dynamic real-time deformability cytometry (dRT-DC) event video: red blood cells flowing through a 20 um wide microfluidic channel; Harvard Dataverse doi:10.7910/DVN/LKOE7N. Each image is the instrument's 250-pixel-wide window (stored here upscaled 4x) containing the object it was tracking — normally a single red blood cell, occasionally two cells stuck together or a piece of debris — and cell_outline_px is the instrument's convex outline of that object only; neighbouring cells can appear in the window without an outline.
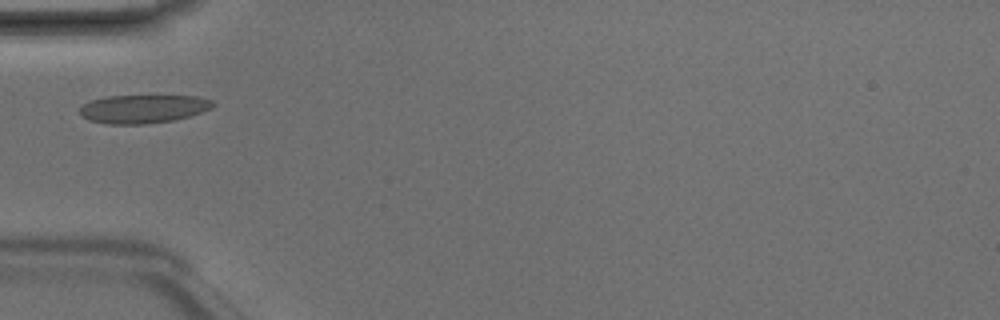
{"species": "Egyptian fruit bat (a non-hibernating species)", "species_latin": "Rousettus aegyptiacus", "temperature_condition": "room temperature", "stored_images_in_passage": 1, "camera_frame_rate_fps": 3000, "um_per_image_px": 0.085, "animal": {"sex": "male"}, "frame": {"image": 1, "passage_image": 1, "time_ms": 0.0, "image_size_px": [1000, 320], "cell_outline_px": [[216, 104], [212, 108], [176, 120], [148, 124], [108, 124], [88, 120], [80, 116], [80, 108], [84, 104], [92, 100], [108, 96], [196, 96], [212, 100]], "centroid_in_image_um": [12.17, 9.26], "position_along_channel_um": 72.8, "area_um2": 22.08}}